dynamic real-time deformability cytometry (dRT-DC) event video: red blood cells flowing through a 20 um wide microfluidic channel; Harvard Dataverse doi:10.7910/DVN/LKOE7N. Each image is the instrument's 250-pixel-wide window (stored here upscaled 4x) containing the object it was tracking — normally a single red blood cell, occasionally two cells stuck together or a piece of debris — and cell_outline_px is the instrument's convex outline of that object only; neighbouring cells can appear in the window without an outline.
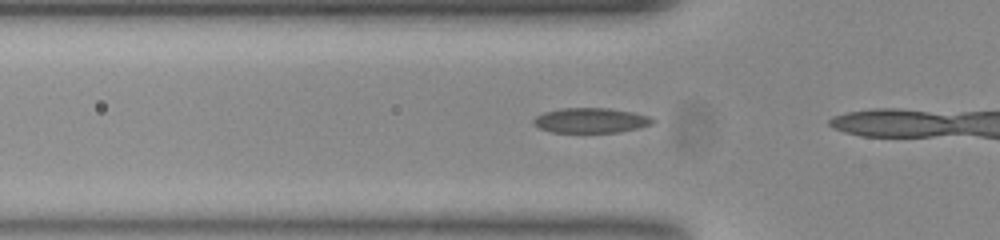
{"species": "common noctule bat (a hibernating species)", "species_latin": "Nyctalus noctula", "temperature_condition": "room temperature", "stored_images_in_passage": 6, "camera_frame_rate_fps": 3000, "um_per_image_px": 0.085, "animal": {"sex": "female", "body_mass_g": 23.0, "forearm_length_mm": 53.4}, "frame": {"image": 1, "passage_image": 4, "time_ms": 1.0, "image_size_px": [1000, 240], "cell_outline_px": [[656, 120], [652, 124], [620, 132], [552, 132], [540, 128], [532, 124], [532, 120], [536, 116], [544, 112], [564, 108], [608, 108], [632, 112], [648, 116]], "centroid_in_image_um": [50.19, 10.23], "position_along_channel_um": 75.6, "area_um2": 17.22}}